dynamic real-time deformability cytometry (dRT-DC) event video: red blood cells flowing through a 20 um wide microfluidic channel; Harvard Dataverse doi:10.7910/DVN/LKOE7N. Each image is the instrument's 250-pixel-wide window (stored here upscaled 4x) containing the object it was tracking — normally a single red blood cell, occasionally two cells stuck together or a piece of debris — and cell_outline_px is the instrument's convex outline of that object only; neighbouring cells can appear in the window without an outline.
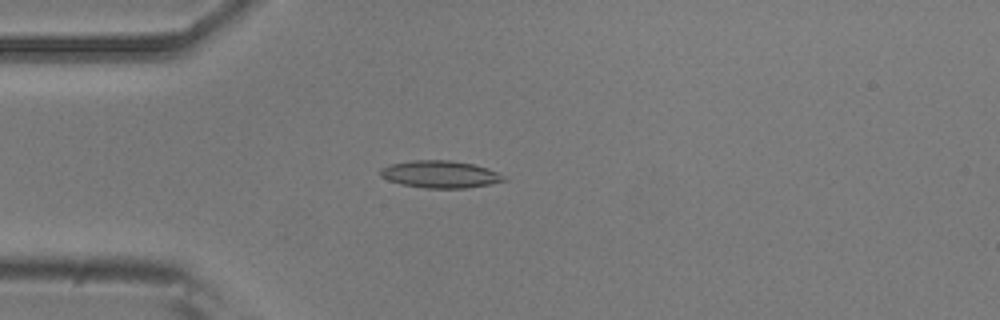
{"species": "common noctule bat (a hibernating species)", "species_latin": "Nyctalus noctula", "temperature_condition": "room temperature", "stored_images_in_passage": 53, "camera_frame_rate_fps": 3000, "um_per_image_px": 0.085, "animal": {"sex": "male", "body_mass_g": 20.5, "forearm_length_mm": 52.5}, "frame": {"image": 1, "passage_image": 14, "time_ms": 4.333, "image_size_px": [1000, 320], "cell_outline_px": [[508, 180], [488, 184], [464, 188], [424, 188], [400, 184], [388, 180], [380, 176], [380, 168], [392, 164], [412, 160], [448, 160], [472, 164], [488, 168], [504, 176]], "centroid_in_image_um": [37.39, 14.81], "position_along_channel_um": 47.6, "area_um2": 19.48}}
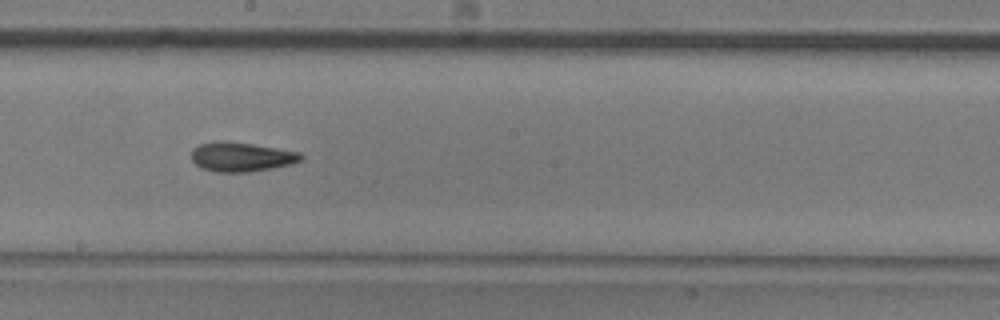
{"frame": {"image": 2, "passage_image": 29, "time_ms": 9.333, "image_size_px": [1000, 320], "cell_outline_px": [[304, 160], [292, 164], [272, 168], [248, 172], [216, 172], [200, 168], [192, 160], [192, 148], [200, 144], [220, 140], [252, 144], [300, 152], [304, 156]], "centroid_in_image_um": [20.53, 13.34], "position_along_channel_um": 227.7, "area_um2": 18.84}}
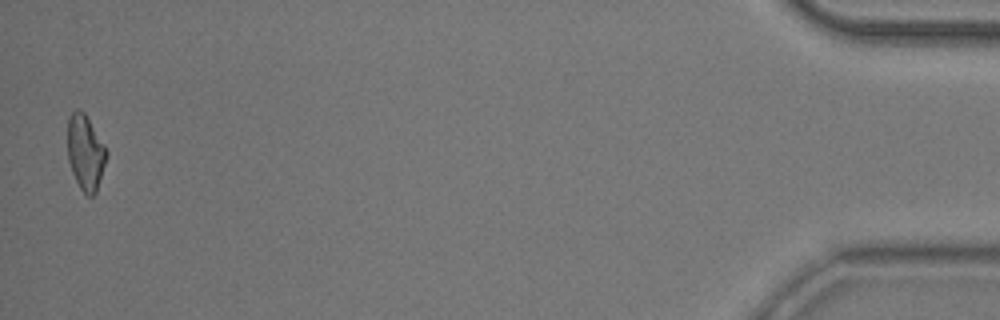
{"frame": {"image": 3, "passage_image": 52, "time_ms": 17.0, "image_size_px": [1000, 320], "cell_outline_px": [[108, 156], [96, 192], [92, 196], [88, 196], [80, 188], [72, 172], [68, 160], [68, 116], [76, 108], [84, 112], [104, 144], [108, 152]], "centroid_in_image_um": [7.27, 12.95], "position_along_channel_um": 427.9, "area_um2": 17.05}, "authors_computed_cell_mechanics": {"area_um2": 18.1492, "velocity_mm_per_s": 3.8402, "shape_relaxation_time_tau1_ms": 8.2158, "shape_relaxation_time_tau2_ms": 5.4592, "deformation_change_tau1": 0.2012, "deformation_change_tau2": 0.1364}}